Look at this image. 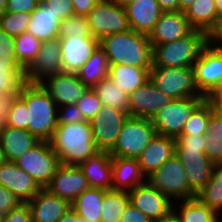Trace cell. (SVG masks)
I'll use <instances>...</instances> for the list:
<instances>
[{
    "label": "cell",
    "instance_id": "6da1fadb",
    "mask_svg": "<svg viewBox=\"0 0 222 222\" xmlns=\"http://www.w3.org/2000/svg\"><path fill=\"white\" fill-rule=\"evenodd\" d=\"M61 164L79 165L99 150L94 140L90 121L57 124L49 141Z\"/></svg>",
    "mask_w": 222,
    "mask_h": 222
},
{
    "label": "cell",
    "instance_id": "7a4b0ae2",
    "mask_svg": "<svg viewBox=\"0 0 222 222\" xmlns=\"http://www.w3.org/2000/svg\"><path fill=\"white\" fill-rule=\"evenodd\" d=\"M109 65L152 67V46L148 35L128 30L107 35L99 40Z\"/></svg>",
    "mask_w": 222,
    "mask_h": 222
},
{
    "label": "cell",
    "instance_id": "3957f363",
    "mask_svg": "<svg viewBox=\"0 0 222 222\" xmlns=\"http://www.w3.org/2000/svg\"><path fill=\"white\" fill-rule=\"evenodd\" d=\"M27 105V131L49 142L57 127L58 107L39 84L26 83L18 94Z\"/></svg>",
    "mask_w": 222,
    "mask_h": 222
},
{
    "label": "cell",
    "instance_id": "277c9868",
    "mask_svg": "<svg viewBox=\"0 0 222 222\" xmlns=\"http://www.w3.org/2000/svg\"><path fill=\"white\" fill-rule=\"evenodd\" d=\"M209 40L204 32L193 30L181 39L152 46V67H192Z\"/></svg>",
    "mask_w": 222,
    "mask_h": 222
},
{
    "label": "cell",
    "instance_id": "5b68a950",
    "mask_svg": "<svg viewBox=\"0 0 222 222\" xmlns=\"http://www.w3.org/2000/svg\"><path fill=\"white\" fill-rule=\"evenodd\" d=\"M156 134L151 118L129 116L109 153L112 157L138 159Z\"/></svg>",
    "mask_w": 222,
    "mask_h": 222
},
{
    "label": "cell",
    "instance_id": "8992f818",
    "mask_svg": "<svg viewBox=\"0 0 222 222\" xmlns=\"http://www.w3.org/2000/svg\"><path fill=\"white\" fill-rule=\"evenodd\" d=\"M149 80L172 99L204 97L197 90L192 67H151Z\"/></svg>",
    "mask_w": 222,
    "mask_h": 222
},
{
    "label": "cell",
    "instance_id": "52a82bcc",
    "mask_svg": "<svg viewBox=\"0 0 222 222\" xmlns=\"http://www.w3.org/2000/svg\"><path fill=\"white\" fill-rule=\"evenodd\" d=\"M204 100L205 97L173 99L151 118L156 133L177 139L190 115Z\"/></svg>",
    "mask_w": 222,
    "mask_h": 222
},
{
    "label": "cell",
    "instance_id": "ba28073f",
    "mask_svg": "<svg viewBox=\"0 0 222 222\" xmlns=\"http://www.w3.org/2000/svg\"><path fill=\"white\" fill-rule=\"evenodd\" d=\"M147 181L172 201L192 199L188 178L180 158L174 154L158 170L147 177Z\"/></svg>",
    "mask_w": 222,
    "mask_h": 222
},
{
    "label": "cell",
    "instance_id": "9c48e42d",
    "mask_svg": "<svg viewBox=\"0 0 222 222\" xmlns=\"http://www.w3.org/2000/svg\"><path fill=\"white\" fill-rule=\"evenodd\" d=\"M86 18L91 34L98 40L131 30L125 8L113 0H99Z\"/></svg>",
    "mask_w": 222,
    "mask_h": 222
},
{
    "label": "cell",
    "instance_id": "30bf717a",
    "mask_svg": "<svg viewBox=\"0 0 222 222\" xmlns=\"http://www.w3.org/2000/svg\"><path fill=\"white\" fill-rule=\"evenodd\" d=\"M15 163L26 171L41 188H45L61 165L47 141H39L21 155Z\"/></svg>",
    "mask_w": 222,
    "mask_h": 222
},
{
    "label": "cell",
    "instance_id": "8fae6325",
    "mask_svg": "<svg viewBox=\"0 0 222 222\" xmlns=\"http://www.w3.org/2000/svg\"><path fill=\"white\" fill-rule=\"evenodd\" d=\"M192 68L197 90L202 96H208L222 84V46L209 40Z\"/></svg>",
    "mask_w": 222,
    "mask_h": 222
},
{
    "label": "cell",
    "instance_id": "7c38bea8",
    "mask_svg": "<svg viewBox=\"0 0 222 222\" xmlns=\"http://www.w3.org/2000/svg\"><path fill=\"white\" fill-rule=\"evenodd\" d=\"M129 114L118 109L103 106L90 121L93 140L98 150L109 152L116 143L117 137Z\"/></svg>",
    "mask_w": 222,
    "mask_h": 222
},
{
    "label": "cell",
    "instance_id": "4fadbf2b",
    "mask_svg": "<svg viewBox=\"0 0 222 222\" xmlns=\"http://www.w3.org/2000/svg\"><path fill=\"white\" fill-rule=\"evenodd\" d=\"M47 80V81H46ZM56 106L73 105L87 91L88 87L81 83L75 73H56L47 76L38 83Z\"/></svg>",
    "mask_w": 222,
    "mask_h": 222
},
{
    "label": "cell",
    "instance_id": "5bb4252c",
    "mask_svg": "<svg viewBox=\"0 0 222 222\" xmlns=\"http://www.w3.org/2000/svg\"><path fill=\"white\" fill-rule=\"evenodd\" d=\"M130 203L140 209L153 222L173 210L175 204L169 197L153 187L148 181L128 191Z\"/></svg>",
    "mask_w": 222,
    "mask_h": 222
},
{
    "label": "cell",
    "instance_id": "9a60e30c",
    "mask_svg": "<svg viewBox=\"0 0 222 222\" xmlns=\"http://www.w3.org/2000/svg\"><path fill=\"white\" fill-rule=\"evenodd\" d=\"M62 72L59 40L42 41L37 57L25 69V82L38 84L47 76Z\"/></svg>",
    "mask_w": 222,
    "mask_h": 222
},
{
    "label": "cell",
    "instance_id": "2e32d148",
    "mask_svg": "<svg viewBox=\"0 0 222 222\" xmlns=\"http://www.w3.org/2000/svg\"><path fill=\"white\" fill-rule=\"evenodd\" d=\"M89 188L87 179L77 165L61 164L45 187L50 193L72 204L76 198Z\"/></svg>",
    "mask_w": 222,
    "mask_h": 222
},
{
    "label": "cell",
    "instance_id": "e0dca14e",
    "mask_svg": "<svg viewBox=\"0 0 222 222\" xmlns=\"http://www.w3.org/2000/svg\"><path fill=\"white\" fill-rule=\"evenodd\" d=\"M172 100L148 80L128 95L129 116L152 118Z\"/></svg>",
    "mask_w": 222,
    "mask_h": 222
},
{
    "label": "cell",
    "instance_id": "ac0fdd59",
    "mask_svg": "<svg viewBox=\"0 0 222 222\" xmlns=\"http://www.w3.org/2000/svg\"><path fill=\"white\" fill-rule=\"evenodd\" d=\"M61 48L62 72L77 74L99 46L96 38L83 36L58 38Z\"/></svg>",
    "mask_w": 222,
    "mask_h": 222
},
{
    "label": "cell",
    "instance_id": "d6986e66",
    "mask_svg": "<svg viewBox=\"0 0 222 222\" xmlns=\"http://www.w3.org/2000/svg\"><path fill=\"white\" fill-rule=\"evenodd\" d=\"M175 154L185 168L190 192L196 196L211 178L215 164L200 149H176Z\"/></svg>",
    "mask_w": 222,
    "mask_h": 222
},
{
    "label": "cell",
    "instance_id": "ffe728a7",
    "mask_svg": "<svg viewBox=\"0 0 222 222\" xmlns=\"http://www.w3.org/2000/svg\"><path fill=\"white\" fill-rule=\"evenodd\" d=\"M193 30L184 11L163 12L148 39L151 46H156L181 39Z\"/></svg>",
    "mask_w": 222,
    "mask_h": 222
},
{
    "label": "cell",
    "instance_id": "44dd1931",
    "mask_svg": "<svg viewBox=\"0 0 222 222\" xmlns=\"http://www.w3.org/2000/svg\"><path fill=\"white\" fill-rule=\"evenodd\" d=\"M0 184L12 191L22 203L32 200L42 189L13 161H5L0 165Z\"/></svg>",
    "mask_w": 222,
    "mask_h": 222
},
{
    "label": "cell",
    "instance_id": "7402d4cb",
    "mask_svg": "<svg viewBox=\"0 0 222 222\" xmlns=\"http://www.w3.org/2000/svg\"><path fill=\"white\" fill-rule=\"evenodd\" d=\"M176 153V139L167 136H156L138 157V163L146 178L158 170Z\"/></svg>",
    "mask_w": 222,
    "mask_h": 222
},
{
    "label": "cell",
    "instance_id": "603a6c76",
    "mask_svg": "<svg viewBox=\"0 0 222 222\" xmlns=\"http://www.w3.org/2000/svg\"><path fill=\"white\" fill-rule=\"evenodd\" d=\"M33 222H58L71 208V204L57 195L42 188L40 192L27 202Z\"/></svg>",
    "mask_w": 222,
    "mask_h": 222
},
{
    "label": "cell",
    "instance_id": "cb8c5ba5",
    "mask_svg": "<svg viewBox=\"0 0 222 222\" xmlns=\"http://www.w3.org/2000/svg\"><path fill=\"white\" fill-rule=\"evenodd\" d=\"M78 166L89 188L112 190V156L109 152L99 150Z\"/></svg>",
    "mask_w": 222,
    "mask_h": 222
},
{
    "label": "cell",
    "instance_id": "d4e9b609",
    "mask_svg": "<svg viewBox=\"0 0 222 222\" xmlns=\"http://www.w3.org/2000/svg\"><path fill=\"white\" fill-rule=\"evenodd\" d=\"M131 30L149 35L163 11L157 0H135L124 7Z\"/></svg>",
    "mask_w": 222,
    "mask_h": 222
},
{
    "label": "cell",
    "instance_id": "484cf974",
    "mask_svg": "<svg viewBox=\"0 0 222 222\" xmlns=\"http://www.w3.org/2000/svg\"><path fill=\"white\" fill-rule=\"evenodd\" d=\"M146 181L137 159L112 157V190L128 192Z\"/></svg>",
    "mask_w": 222,
    "mask_h": 222
},
{
    "label": "cell",
    "instance_id": "4316f807",
    "mask_svg": "<svg viewBox=\"0 0 222 222\" xmlns=\"http://www.w3.org/2000/svg\"><path fill=\"white\" fill-rule=\"evenodd\" d=\"M61 19L46 3H38L37 8L31 13L27 31L41 41L58 39Z\"/></svg>",
    "mask_w": 222,
    "mask_h": 222
},
{
    "label": "cell",
    "instance_id": "83f0119b",
    "mask_svg": "<svg viewBox=\"0 0 222 222\" xmlns=\"http://www.w3.org/2000/svg\"><path fill=\"white\" fill-rule=\"evenodd\" d=\"M39 141L27 130L3 125L0 128V146L5 161L15 162Z\"/></svg>",
    "mask_w": 222,
    "mask_h": 222
},
{
    "label": "cell",
    "instance_id": "f1b7e54d",
    "mask_svg": "<svg viewBox=\"0 0 222 222\" xmlns=\"http://www.w3.org/2000/svg\"><path fill=\"white\" fill-rule=\"evenodd\" d=\"M184 13L191 27L204 32L209 38L218 28L215 0H195Z\"/></svg>",
    "mask_w": 222,
    "mask_h": 222
},
{
    "label": "cell",
    "instance_id": "f546056e",
    "mask_svg": "<svg viewBox=\"0 0 222 222\" xmlns=\"http://www.w3.org/2000/svg\"><path fill=\"white\" fill-rule=\"evenodd\" d=\"M25 69L17 60H0V98L9 100L18 95L25 82Z\"/></svg>",
    "mask_w": 222,
    "mask_h": 222
},
{
    "label": "cell",
    "instance_id": "4dcf8cb0",
    "mask_svg": "<svg viewBox=\"0 0 222 222\" xmlns=\"http://www.w3.org/2000/svg\"><path fill=\"white\" fill-rule=\"evenodd\" d=\"M150 68L128 65H110L109 78L127 95L149 80Z\"/></svg>",
    "mask_w": 222,
    "mask_h": 222
},
{
    "label": "cell",
    "instance_id": "1f68e13d",
    "mask_svg": "<svg viewBox=\"0 0 222 222\" xmlns=\"http://www.w3.org/2000/svg\"><path fill=\"white\" fill-rule=\"evenodd\" d=\"M106 192L107 190L88 188L76 198L71 207L81 219L100 222L101 204Z\"/></svg>",
    "mask_w": 222,
    "mask_h": 222
},
{
    "label": "cell",
    "instance_id": "d6a6232c",
    "mask_svg": "<svg viewBox=\"0 0 222 222\" xmlns=\"http://www.w3.org/2000/svg\"><path fill=\"white\" fill-rule=\"evenodd\" d=\"M109 66L104 50L98 46L89 60L81 67L77 76L82 84L92 88L109 76Z\"/></svg>",
    "mask_w": 222,
    "mask_h": 222
},
{
    "label": "cell",
    "instance_id": "836d02e7",
    "mask_svg": "<svg viewBox=\"0 0 222 222\" xmlns=\"http://www.w3.org/2000/svg\"><path fill=\"white\" fill-rule=\"evenodd\" d=\"M180 203V207L178 206L177 209H181L178 211L175 204L173 205V210L178 214L182 222H222L220 221L222 218L217 212L201 203L196 197L180 200Z\"/></svg>",
    "mask_w": 222,
    "mask_h": 222
},
{
    "label": "cell",
    "instance_id": "e575fe53",
    "mask_svg": "<svg viewBox=\"0 0 222 222\" xmlns=\"http://www.w3.org/2000/svg\"><path fill=\"white\" fill-rule=\"evenodd\" d=\"M103 106L118 109L129 114L128 95L106 77L92 87Z\"/></svg>",
    "mask_w": 222,
    "mask_h": 222
},
{
    "label": "cell",
    "instance_id": "d590c367",
    "mask_svg": "<svg viewBox=\"0 0 222 222\" xmlns=\"http://www.w3.org/2000/svg\"><path fill=\"white\" fill-rule=\"evenodd\" d=\"M205 154L214 164H222V110L213 109L209 118Z\"/></svg>",
    "mask_w": 222,
    "mask_h": 222
},
{
    "label": "cell",
    "instance_id": "8d00e7d4",
    "mask_svg": "<svg viewBox=\"0 0 222 222\" xmlns=\"http://www.w3.org/2000/svg\"><path fill=\"white\" fill-rule=\"evenodd\" d=\"M219 215L222 212V164H215L211 178L195 196Z\"/></svg>",
    "mask_w": 222,
    "mask_h": 222
},
{
    "label": "cell",
    "instance_id": "74e56055",
    "mask_svg": "<svg viewBox=\"0 0 222 222\" xmlns=\"http://www.w3.org/2000/svg\"><path fill=\"white\" fill-rule=\"evenodd\" d=\"M129 203L130 197L127 191H107L101 204L100 222H120Z\"/></svg>",
    "mask_w": 222,
    "mask_h": 222
},
{
    "label": "cell",
    "instance_id": "f35d334b",
    "mask_svg": "<svg viewBox=\"0 0 222 222\" xmlns=\"http://www.w3.org/2000/svg\"><path fill=\"white\" fill-rule=\"evenodd\" d=\"M15 57L18 63L26 69L37 57L42 41L32 34L24 32L14 39Z\"/></svg>",
    "mask_w": 222,
    "mask_h": 222
},
{
    "label": "cell",
    "instance_id": "ab89813d",
    "mask_svg": "<svg viewBox=\"0 0 222 222\" xmlns=\"http://www.w3.org/2000/svg\"><path fill=\"white\" fill-rule=\"evenodd\" d=\"M213 113L211 105L204 100L184 124L181 136L205 135L208 133L209 118Z\"/></svg>",
    "mask_w": 222,
    "mask_h": 222
},
{
    "label": "cell",
    "instance_id": "60d3db41",
    "mask_svg": "<svg viewBox=\"0 0 222 222\" xmlns=\"http://www.w3.org/2000/svg\"><path fill=\"white\" fill-rule=\"evenodd\" d=\"M27 111V105L19 95L10 98L5 107L4 125L27 130Z\"/></svg>",
    "mask_w": 222,
    "mask_h": 222
},
{
    "label": "cell",
    "instance_id": "b9f144b4",
    "mask_svg": "<svg viewBox=\"0 0 222 222\" xmlns=\"http://www.w3.org/2000/svg\"><path fill=\"white\" fill-rule=\"evenodd\" d=\"M83 36L84 38H95L90 31L87 18L84 15H72L61 21L58 38H69Z\"/></svg>",
    "mask_w": 222,
    "mask_h": 222
},
{
    "label": "cell",
    "instance_id": "7bdbcfd3",
    "mask_svg": "<svg viewBox=\"0 0 222 222\" xmlns=\"http://www.w3.org/2000/svg\"><path fill=\"white\" fill-rule=\"evenodd\" d=\"M31 13L5 12L0 16V27L9 35L16 37L27 31Z\"/></svg>",
    "mask_w": 222,
    "mask_h": 222
},
{
    "label": "cell",
    "instance_id": "ee69618b",
    "mask_svg": "<svg viewBox=\"0 0 222 222\" xmlns=\"http://www.w3.org/2000/svg\"><path fill=\"white\" fill-rule=\"evenodd\" d=\"M80 112L84 115L85 119L91 121L93 117L98 114L103 107L102 102L92 90L88 88L82 97L77 101Z\"/></svg>",
    "mask_w": 222,
    "mask_h": 222
},
{
    "label": "cell",
    "instance_id": "f6af8a7d",
    "mask_svg": "<svg viewBox=\"0 0 222 222\" xmlns=\"http://www.w3.org/2000/svg\"><path fill=\"white\" fill-rule=\"evenodd\" d=\"M58 110L57 124H72L87 121L80 112L77 104L58 106Z\"/></svg>",
    "mask_w": 222,
    "mask_h": 222
},
{
    "label": "cell",
    "instance_id": "bcb514c9",
    "mask_svg": "<svg viewBox=\"0 0 222 222\" xmlns=\"http://www.w3.org/2000/svg\"><path fill=\"white\" fill-rule=\"evenodd\" d=\"M2 222H33L32 214L27 203H21L3 215Z\"/></svg>",
    "mask_w": 222,
    "mask_h": 222
},
{
    "label": "cell",
    "instance_id": "7dc6e473",
    "mask_svg": "<svg viewBox=\"0 0 222 222\" xmlns=\"http://www.w3.org/2000/svg\"><path fill=\"white\" fill-rule=\"evenodd\" d=\"M14 39L0 27V60H17Z\"/></svg>",
    "mask_w": 222,
    "mask_h": 222
},
{
    "label": "cell",
    "instance_id": "c3c4849f",
    "mask_svg": "<svg viewBox=\"0 0 222 222\" xmlns=\"http://www.w3.org/2000/svg\"><path fill=\"white\" fill-rule=\"evenodd\" d=\"M176 149H200V152H205V135L179 136Z\"/></svg>",
    "mask_w": 222,
    "mask_h": 222
},
{
    "label": "cell",
    "instance_id": "681fc988",
    "mask_svg": "<svg viewBox=\"0 0 222 222\" xmlns=\"http://www.w3.org/2000/svg\"><path fill=\"white\" fill-rule=\"evenodd\" d=\"M43 2L46 3L56 15H59L61 21L74 15L71 0H43Z\"/></svg>",
    "mask_w": 222,
    "mask_h": 222
},
{
    "label": "cell",
    "instance_id": "f907efd6",
    "mask_svg": "<svg viewBox=\"0 0 222 222\" xmlns=\"http://www.w3.org/2000/svg\"><path fill=\"white\" fill-rule=\"evenodd\" d=\"M21 203V200L18 199L12 191L0 184V214H7L11 209L18 207Z\"/></svg>",
    "mask_w": 222,
    "mask_h": 222
},
{
    "label": "cell",
    "instance_id": "816d5d0a",
    "mask_svg": "<svg viewBox=\"0 0 222 222\" xmlns=\"http://www.w3.org/2000/svg\"><path fill=\"white\" fill-rule=\"evenodd\" d=\"M38 6L35 0H7L6 12L10 13H32Z\"/></svg>",
    "mask_w": 222,
    "mask_h": 222
},
{
    "label": "cell",
    "instance_id": "f5cc1de1",
    "mask_svg": "<svg viewBox=\"0 0 222 222\" xmlns=\"http://www.w3.org/2000/svg\"><path fill=\"white\" fill-rule=\"evenodd\" d=\"M120 222H153L140 209L133 206L131 203L123 212Z\"/></svg>",
    "mask_w": 222,
    "mask_h": 222
},
{
    "label": "cell",
    "instance_id": "db71d44e",
    "mask_svg": "<svg viewBox=\"0 0 222 222\" xmlns=\"http://www.w3.org/2000/svg\"><path fill=\"white\" fill-rule=\"evenodd\" d=\"M74 14L87 16L99 0H71Z\"/></svg>",
    "mask_w": 222,
    "mask_h": 222
},
{
    "label": "cell",
    "instance_id": "11a10c76",
    "mask_svg": "<svg viewBox=\"0 0 222 222\" xmlns=\"http://www.w3.org/2000/svg\"><path fill=\"white\" fill-rule=\"evenodd\" d=\"M205 100L213 109L222 110V84L217 86L205 97Z\"/></svg>",
    "mask_w": 222,
    "mask_h": 222
},
{
    "label": "cell",
    "instance_id": "9f6ffc18",
    "mask_svg": "<svg viewBox=\"0 0 222 222\" xmlns=\"http://www.w3.org/2000/svg\"><path fill=\"white\" fill-rule=\"evenodd\" d=\"M163 12L178 11V0H157Z\"/></svg>",
    "mask_w": 222,
    "mask_h": 222
},
{
    "label": "cell",
    "instance_id": "6f0895ef",
    "mask_svg": "<svg viewBox=\"0 0 222 222\" xmlns=\"http://www.w3.org/2000/svg\"><path fill=\"white\" fill-rule=\"evenodd\" d=\"M58 222H80V217L76 211L71 207L68 211L58 220Z\"/></svg>",
    "mask_w": 222,
    "mask_h": 222
},
{
    "label": "cell",
    "instance_id": "680465c9",
    "mask_svg": "<svg viewBox=\"0 0 222 222\" xmlns=\"http://www.w3.org/2000/svg\"><path fill=\"white\" fill-rule=\"evenodd\" d=\"M210 41L213 42L214 44L222 46V19L219 22L218 28L210 37Z\"/></svg>",
    "mask_w": 222,
    "mask_h": 222
},
{
    "label": "cell",
    "instance_id": "91938a15",
    "mask_svg": "<svg viewBox=\"0 0 222 222\" xmlns=\"http://www.w3.org/2000/svg\"><path fill=\"white\" fill-rule=\"evenodd\" d=\"M155 222H182V220L178 216V214L174 210H172L169 214Z\"/></svg>",
    "mask_w": 222,
    "mask_h": 222
},
{
    "label": "cell",
    "instance_id": "94428289",
    "mask_svg": "<svg viewBox=\"0 0 222 222\" xmlns=\"http://www.w3.org/2000/svg\"><path fill=\"white\" fill-rule=\"evenodd\" d=\"M6 103L7 100L0 98V128L4 125Z\"/></svg>",
    "mask_w": 222,
    "mask_h": 222
},
{
    "label": "cell",
    "instance_id": "6125c7cd",
    "mask_svg": "<svg viewBox=\"0 0 222 222\" xmlns=\"http://www.w3.org/2000/svg\"><path fill=\"white\" fill-rule=\"evenodd\" d=\"M195 0H178V11L186 10Z\"/></svg>",
    "mask_w": 222,
    "mask_h": 222
},
{
    "label": "cell",
    "instance_id": "be15d7a7",
    "mask_svg": "<svg viewBox=\"0 0 222 222\" xmlns=\"http://www.w3.org/2000/svg\"><path fill=\"white\" fill-rule=\"evenodd\" d=\"M215 5L217 9V16L220 22V20L222 19V0H215Z\"/></svg>",
    "mask_w": 222,
    "mask_h": 222
},
{
    "label": "cell",
    "instance_id": "e7e4bbea",
    "mask_svg": "<svg viewBox=\"0 0 222 222\" xmlns=\"http://www.w3.org/2000/svg\"><path fill=\"white\" fill-rule=\"evenodd\" d=\"M115 3L121 5L122 7L127 6L130 3H133L135 0H113Z\"/></svg>",
    "mask_w": 222,
    "mask_h": 222
},
{
    "label": "cell",
    "instance_id": "03108f58",
    "mask_svg": "<svg viewBox=\"0 0 222 222\" xmlns=\"http://www.w3.org/2000/svg\"><path fill=\"white\" fill-rule=\"evenodd\" d=\"M7 0H0V16L6 12Z\"/></svg>",
    "mask_w": 222,
    "mask_h": 222
},
{
    "label": "cell",
    "instance_id": "003e7915",
    "mask_svg": "<svg viewBox=\"0 0 222 222\" xmlns=\"http://www.w3.org/2000/svg\"><path fill=\"white\" fill-rule=\"evenodd\" d=\"M4 162H5V158H4V154L1 149V146H0V165H2Z\"/></svg>",
    "mask_w": 222,
    "mask_h": 222
},
{
    "label": "cell",
    "instance_id": "a7ac6f4b",
    "mask_svg": "<svg viewBox=\"0 0 222 222\" xmlns=\"http://www.w3.org/2000/svg\"><path fill=\"white\" fill-rule=\"evenodd\" d=\"M80 222H88V221L80 218Z\"/></svg>",
    "mask_w": 222,
    "mask_h": 222
},
{
    "label": "cell",
    "instance_id": "89a4df30",
    "mask_svg": "<svg viewBox=\"0 0 222 222\" xmlns=\"http://www.w3.org/2000/svg\"><path fill=\"white\" fill-rule=\"evenodd\" d=\"M2 217H3V215H2V214H0V222H2Z\"/></svg>",
    "mask_w": 222,
    "mask_h": 222
},
{
    "label": "cell",
    "instance_id": "2644e50d",
    "mask_svg": "<svg viewBox=\"0 0 222 222\" xmlns=\"http://www.w3.org/2000/svg\"><path fill=\"white\" fill-rule=\"evenodd\" d=\"M35 1H37L38 3H41V2H43V0H35Z\"/></svg>",
    "mask_w": 222,
    "mask_h": 222
}]
</instances>
